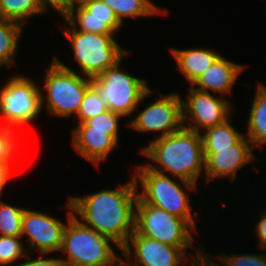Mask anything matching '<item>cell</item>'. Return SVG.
Here are the masks:
<instances>
[{"label":"cell","instance_id":"cell-33","mask_svg":"<svg viewBox=\"0 0 266 266\" xmlns=\"http://www.w3.org/2000/svg\"><path fill=\"white\" fill-rule=\"evenodd\" d=\"M12 162H0V196L10 176V164Z\"/></svg>","mask_w":266,"mask_h":266},{"label":"cell","instance_id":"cell-28","mask_svg":"<svg viewBox=\"0 0 266 266\" xmlns=\"http://www.w3.org/2000/svg\"><path fill=\"white\" fill-rule=\"evenodd\" d=\"M13 128L0 125V162H11L17 151V137ZM16 137V138H15Z\"/></svg>","mask_w":266,"mask_h":266},{"label":"cell","instance_id":"cell-2","mask_svg":"<svg viewBox=\"0 0 266 266\" xmlns=\"http://www.w3.org/2000/svg\"><path fill=\"white\" fill-rule=\"evenodd\" d=\"M141 152L159 164L162 170L147 162L150 169L173 174L189 190H195L197 180L205 169L200 133L184 127L168 136L151 140Z\"/></svg>","mask_w":266,"mask_h":266},{"label":"cell","instance_id":"cell-25","mask_svg":"<svg viewBox=\"0 0 266 266\" xmlns=\"http://www.w3.org/2000/svg\"><path fill=\"white\" fill-rule=\"evenodd\" d=\"M107 110V106L100 99L98 90L91 84L85 92L79 111L76 115L79 118L77 123H84L86 120Z\"/></svg>","mask_w":266,"mask_h":266},{"label":"cell","instance_id":"cell-16","mask_svg":"<svg viewBox=\"0 0 266 266\" xmlns=\"http://www.w3.org/2000/svg\"><path fill=\"white\" fill-rule=\"evenodd\" d=\"M119 130L92 129L85 123H78L72 131V146L77 154L99 167V162L108 158L118 145Z\"/></svg>","mask_w":266,"mask_h":266},{"label":"cell","instance_id":"cell-21","mask_svg":"<svg viewBox=\"0 0 266 266\" xmlns=\"http://www.w3.org/2000/svg\"><path fill=\"white\" fill-rule=\"evenodd\" d=\"M48 10L42 0H0V17L23 26L27 18Z\"/></svg>","mask_w":266,"mask_h":266},{"label":"cell","instance_id":"cell-11","mask_svg":"<svg viewBox=\"0 0 266 266\" xmlns=\"http://www.w3.org/2000/svg\"><path fill=\"white\" fill-rule=\"evenodd\" d=\"M231 107L223 96L215 97L211 92L200 91L190 85L187 97L182 100L183 126L201 133L227 120L233 109ZM186 122L191 125H185Z\"/></svg>","mask_w":266,"mask_h":266},{"label":"cell","instance_id":"cell-26","mask_svg":"<svg viewBox=\"0 0 266 266\" xmlns=\"http://www.w3.org/2000/svg\"><path fill=\"white\" fill-rule=\"evenodd\" d=\"M21 236H0V265H7L26 256Z\"/></svg>","mask_w":266,"mask_h":266},{"label":"cell","instance_id":"cell-34","mask_svg":"<svg viewBox=\"0 0 266 266\" xmlns=\"http://www.w3.org/2000/svg\"><path fill=\"white\" fill-rule=\"evenodd\" d=\"M192 266H213V265L206 258H204L203 260L196 262Z\"/></svg>","mask_w":266,"mask_h":266},{"label":"cell","instance_id":"cell-18","mask_svg":"<svg viewBox=\"0 0 266 266\" xmlns=\"http://www.w3.org/2000/svg\"><path fill=\"white\" fill-rule=\"evenodd\" d=\"M171 52L176 59L178 68L185 79L192 85L197 78L202 75L220 56L209 48L178 50L171 48Z\"/></svg>","mask_w":266,"mask_h":266},{"label":"cell","instance_id":"cell-27","mask_svg":"<svg viewBox=\"0 0 266 266\" xmlns=\"http://www.w3.org/2000/svg\"><path fill=\"white\" fill-rule=\"evenodd\" d=\"M221 262H224L226 265L224 266H266V253L264 254H238V255H220L217 256ZM205 258L213 265V266H223L215 263L211 260L210 256L205 254Z\"/></svg>","mask_w":266,"mask_h":266},{"label":"cell","instance_id":"cell-3","mask_svg":"<svg viewBox=\"0 0 266 266\" xmlns=\"http://www.w3.org/2000/svg\"><path fill=\"white\" fill-rule=\"evenodd\" d=\"M67 225L64 230L63 243L60 251L67 254L63 259L68 266H108L120 256L113 250V242L117 249L121 248L109 237L99 234L86 226L75 215L68 199Z\"/></svg>","mask_w":266,"mask_h":266},{"label":"cell","instance_id":"cell-6","mask_svg":"<svg viewBox=\"0 0 266 266\" xmlns=\"http://www.w3.org/2000/svg\"><path fill=\"white\" fill-rule=\"evenodd\" d=\"M119 62L92 79L107 109L121 116L131 115L151 90L144 79L122 70Z\"/></svg>","mask_w":266,"mask_h":266},{"label":"cell","instance_id":"cell-10","mask_svg":"<svg viewBox=\"0 0 266 266\" xmlns=\"http://www.w3.org/2000/svg\"><path fill=\"white\" fill-rule=\"evenodd\" d=\"M121 251L127 259L126 263H128V266H192L196 262L203 260L206 254L199 248L196 251L197 254L195 252V256L189 258L191 262L186 263L189 255L181 248L145 237L137 234L135 231L130 235ZM132 254L135 262L132 260Z\"/></svg>","mask_w":266,"mask_h":266},{"label":"cell","instance_id":"cell-22","mask_svg":"<svg viewBox=\"0 0 266 266\" xmlns=\"http://www.w3.org/2000/svg\"><path fill=\"white\" fill-rule=\"evenodd\" d=\"M115 13L123 24L124 18L151 17L156 14H165L166 10L153 5L150 0H102Z\"/></svg>","mask_w":266,"mask_h":266},{"label":"cell","instance_id":"cell-9","mask_svg":"<svg viewBox=\"0 0 266 266\" xmlns=\"http://www.w3.org/2000/svg\"><path fill=\"white\" fill-rule=\"evenodd\" d=\"M33 80L12 76L0 89V114L5 126L15 129L32 122L41 113L44 95Z\"/></svg>","mask_w":266,"mask_h":266},{"label":"cell","instance_id":"cell-12","mask_svg":"<svg viewBox=\"0 0 266 266\" xmlns=\"http://www.w3.org/2000/svg\"><path fill=\"white\" fill-rule=\"evenodd\" d=\"M159 96L134 119H130L128 126L139 132H160L157 138L181 130L184 127L181 97L176 93L164 97L159 94Z\"/></svg>","mask_w":266,"mask_h":266},{"label":"cell","instance_id":"cell-1","mask_svg":"<svg viewBox=\"0 0 266 266\" xmlns=\"http://www.w3.org/2000/svg\"><path fill=\"white\" fill-rule=\"evenodd\" d=\"M137 187L131 176L116 189H102L81 197L69 196L73 215H79L82 223L111 238L122 249L135 230Z\"/></svg>","mask_w":266,"mask_h":266},{"label":"cell","instance_id":"cell-17","mask_svg":"<svg viewBox=\"0 0 266 266\" xmlns=\"http://www.w3.org/2000/svg\"><path fill=\"white\" fill-rule=\"evenodd\" d=\"M243 68L244 65L228 61L220 55L208 70L197 78L192 87L204 92L229 94Z\"/></svg>","mask_w":266,"mask_h":266},{"label":"cell","instance_id":"cell-4","mask_svg":"<svg viewBox=\"0 0 266 266\" xmlns=\"http://www.w3.org/2000/svg\"><path fill=\"white\" fill-rule=\"evenodd\" d=\"M63 32L73 47V55L82 76L93 79L125 58L127 51L114 40V34H98L76 30L66 19Z\"/></svg>","mask_w":266,"mask_h":266},{"label":"cell","instance_id":"cell-35","mask_svg":"<svg viewBox=\"0 0 266 266\" xmlns=\"http://www.w3.org/2000/svg\"><path fill=\"white\" fill-rule=\"evenodd\" d=\"M108 266H122V258H118L114 263Z\"/></svg>","mask_w":266,"mask_h":266},{"label":"cell","instance_id":"cell-7","mask_svg":"<svg viewBox=\"0 0 266 266\" xmlns=\"http://www.w3.org/2000/svg\"><path fill=\"white\" fill-rule=\"evenodd\" d=\"M134 179L141 182L142 192H138V198L146 204H151L160 209L186 220L195 230V220L191 213L188 194L181 187V182H176L165 173H159L150 169L146 164L137 166ZM172 178V179H171Z\"/></svg>","mask_w":266,"mask_h":266},{"label":"cell","instance_id":"cell-8","mask_svg":"<svg viewBox=\"0 0 266 266\" xmlns=\"http://www.w3.org/2000/svg\"><path fill=\"white\" fill-rule=\"evenodd\" d=\"M135 209V232L164 244L181 248L185 253L193 246L195 230L186 220L164 209L143 203L139 198Z\"/></svg>","mask_w":266,"mask_h":266},{"label":"cell","instance_id":"cell-20","mask_svg":"<svg viewBox=\"0 0 266 266\" xmlns=\"http://www.w3.org/2000/svg\"><path fill=\"white\" fill-rule=\"evenodd\" d=\"M23 27L16 21L0 17V67L5 65L9 69L15 64L14 59Z\"/></svg>","mask_w":266,"mask_h":266},{"label":"cell","instance_id":"cell-31","mask_svg":"<svg viewBox=\"0 0 266 266\" xmlns=\"http://www.w3.org/2000/svg\"><path fill=\"white\" fill-rule=\"evenodd\" d=\"M261 217L258 223L254 226L255 231L259 241V246L258 248H262L266 250V211H263V213H260Z\"/></svg>","mask_w":266,"mask_h":266},{"label":"cell","instance_id":"cell-36","mask_svg":"<svg viewBox=\"0 0 266 266\" xmlns=\"http://www.w3.org/2000/svg\"><path fill=\"white\" fill-rule=\"evenodd\" d=\"M122 266H128V263H126V261L123 259H122Z\"/></svg>","mask_w":266,"mask_h":266},{"label":"cell","instance_id":"cell-24","mask_svg":"<svg viewBox=\"0 0 266 266\" xmlns=\"http://www.w3.org/2000/svg\"><path fill=\"white\" fill-rule=\"evenodd\" d=\"M24 208L0 201V236H21Z\"/></svg>","mask_w":266,"mask_h":266},{"label":"cell","instance_id":"cell-14","mask_svg":"<svg viewBox=\"0 0 266 266\" xmlns=\"http://www.w3.org/2000/svg\"><path fill=\"white\" fill-rule=\"evenodd\" d=\"M61 16L76 30L89 33L115 34L122 26L114 11L102 0H78Z\"/></svg>","mask_w":266,"mask_h":266},{"label":"cell","instance_id":"cell-29","mask_svg":"<svg viewBox=\"0 0 266 266\" xmlns=\"http://www.w3.org/2000/svg\"><path fill=\"white\" fill-rule=\"evenodd\" d=\"M123 117L120 114L107 110L93 118L86 120L84 123L92 129L99 130H118L119 119Z\"/></svg>","mask_w":266,"mask_h":266},{"label":"cell","instance_id":"cell-23","mask_svg":"<svg viewBox=\"0 0 266 266\" xmlns=\"http://www.w3.org/2000/svg\"><path fill=\"white\" fill-rule=\"evenodd\" d=\"M229 118L224 122L207 128L204 133H200L203 149H224L232 148L244 135L235 130L229 122Z\"/></svg>","mask_w":266,"mask_h":266},{"label":"cell","instance_id":"cell-32","mask_svg":"<svg viewBox=\"0 0 266 266\" xmlns=\"http://www.w3.org/2000/svg\"><path fill=\"white\" fill-rule=\"evenodd\" d=\"M47 8H53L59 15H62L71 5L78 0H42Z\"/></svg>","mask_w":266,"mask_h":266},{"label":"cell","instance_id":"cell-13","mask_svg":"<svg viewBox=\"0 0 266 266\" xmlns=\"http://www.w3.org/2000/svg\"><path fill=\"white\" fill-rule=\"evenodd\" d=\"M66 225L49 214L24 209L21 237H28L26 252L34 248L42 254L60 252Z\"/></svg>","mask_w":266,"mask_h":266},{"label":"cell","instance_id":"cell-19","mask_svg":"<svg viewBox=\"0 0 266 266\" xmlns=\"http://www.w3.org/2000/svg\"><path fill=\"white\" fill-rule=\"evenodd\" d=\"M247 138L254 147H263L266 144V86L258 84L256 94L252 100Z\"/></svg>","mask_w":266,"mask_h":266},{"label":"cell","instance_id":"cell-30","mask_svg":"<svg viewBox=\"0 0 266 266\" xmlns=\"http://www.w3.org/2000/svg\"><path fill=\"white\" fill-rule=\"evenodd\" d=\"M31 253L27 252V255L25 256V259H27V261L20 263L16 266H68L66 264V262L61 258H44L42 257V255H46V254H40V257L38 259H30L31 256H29ZM29 258V260H28Z\"/></svg>","mask_w":266,"mask_h":266},{"label":"cell","instance_id":"cell-5","mask_svg":"<svg viewBox=\"0 0 266 266\" xmlns=\"http://www.w3.org/2000/svg\"><path fill=\"white\" fill-rule=\"evenodd\" d=\"M45 74V84L43 88L40 87V90L47 91L44 101L48 113L57 117H67V119L74 113L77 115L85 92L92 84V79L77 74L56 57L49 64Z\"/></svg>","mask_w":266,"mask_h":266},{"label":"cell","instance_id":"cell-15","mask_svg":"<svg viewBox=\"0 0 266 266\" xmlns=\"http://www.w3.org/2000/svg\"><path fill=\"white\" fill-rule=\"evenodd\" d=\"M251 147L249 139L243 136L232 148L203 149L206 181L226 177L234 180L237 171L254 160Z\"/></svg>","mask_w":266,"mask_h":266}]
</instances>
